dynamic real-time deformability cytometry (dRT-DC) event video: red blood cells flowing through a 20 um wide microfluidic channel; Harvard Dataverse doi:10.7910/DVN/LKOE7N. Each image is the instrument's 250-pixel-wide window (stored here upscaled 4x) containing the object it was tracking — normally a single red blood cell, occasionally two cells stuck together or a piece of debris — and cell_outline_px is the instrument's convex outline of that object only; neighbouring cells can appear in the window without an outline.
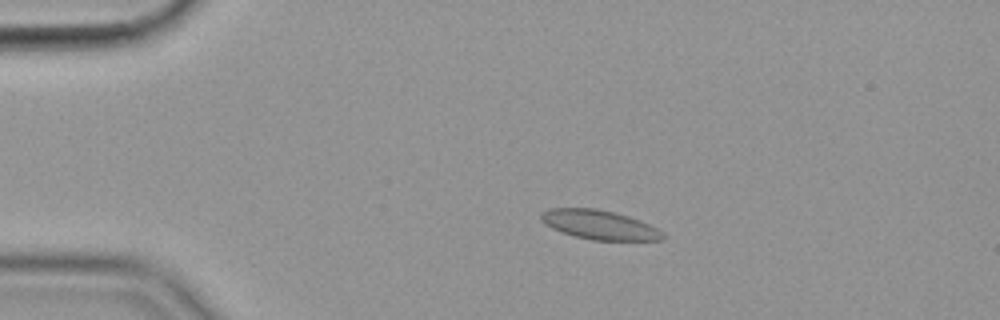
{"species": "common noctule bat (a hibernating species)", "species_latin": "Nyctalus noctula", "temperature_condition": "cold", "stored_images_in_passage": 47, "camera_frame_rate_fps": 3000, "um_per_image_px": 0.085, "animal": {"sex": "female", "body_mass_g": 19.9}, "frame": {"image": 1, "passage_image": 2, "time_ms": 0.333, "image_size_px": [1000, 320], "cell_outline_px": [[664, 240], [592, 240], [572, 236], [560, 232], [544, 224], [540, 220], [540, 212], [548, 208], [596, 208], [616, 212], [640, 220], [664, 232]], "centroid_in_image_um": [50.9, 19.1], "position_along_channel_um": 34.1, "area_um2": 21.04}}
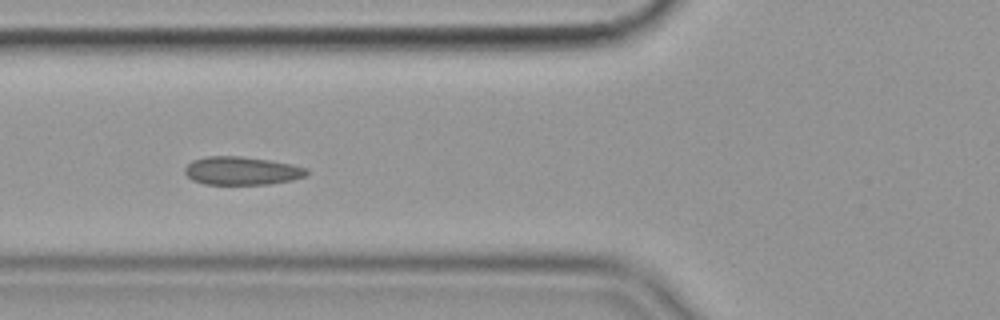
{"frame": {"image": 2, "passage_image": 12, "time_ms": 3.667, "image_size_px": [1000, 320], "cell_outline_px": [[308, 172], [304, 176], [292, 180], [268, 184], [204, 184], [192, 180], [184, 172], [184, 168], [192, 160], [208, 156], [240, 156], [268, 160], [292, 164], [308, 168]], "centroid_in_image_um": [20.53, 14.51], "position_along_channel_um": 105.3, "area_um2": 20.0}}
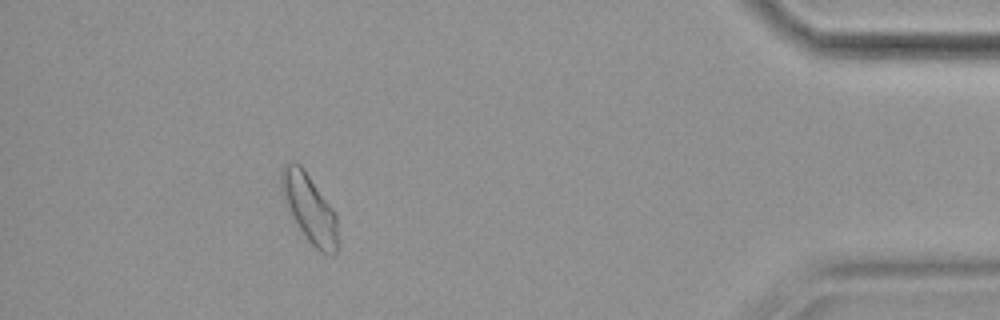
{"frame": {"image": 3, "passage_image": 42, "time_ms": 13.667, "image_size_px": [1000, 320], "cell_outline_px": [[336, 252], [332, 256], [320, 252], [308, 240], [292, 220], [284, 204], [280, 192], [280, 172], [284, 164], [300, 164], [304, 168], [332, 208], [336, 216]], "centroid_in_image_um": [26.23, 17.69], "position_along_channel_um": 409.0, "area_um2": 22.48}, "authors_computed_cell_mechanics": {"area_um2": 20.0566, "velocity_mm_per_s": 3.542, "shape_relaxation_time_tau1_ms": null, "shape_relaxation_time_tau2_ms": 1.9055, "deformation_change_tau1": null, "deformation_change_tau2": 0.0533}}